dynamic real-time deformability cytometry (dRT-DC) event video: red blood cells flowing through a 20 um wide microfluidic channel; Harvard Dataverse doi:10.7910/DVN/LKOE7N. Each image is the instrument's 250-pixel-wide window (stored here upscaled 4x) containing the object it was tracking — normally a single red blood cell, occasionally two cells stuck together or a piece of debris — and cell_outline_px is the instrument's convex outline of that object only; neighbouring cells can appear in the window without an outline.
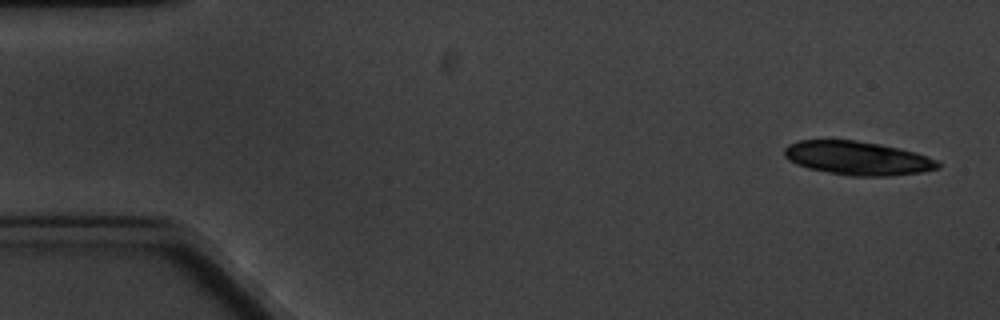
{"species": "common noctule bat (a hibernating species)", "species_latin": "Nyctalus noctula", "temperature_condition": "cold", "stored_images_in_passage": 5, "camera_frame_rate_fps": 3000, "um_per_image_px": 0.085, "animal": {"sex": "male", "body_mass_g": 20.1, "forearm_length_mm": 53.5}, "frame": {"image": 1, "passage_image": 1, "time_ms": 0.0, "image_size_px": [1000, 320], "cell_outline_px": [[940, 168], [920, 172], [884, 176], [852, 176], [808, 168], [796, 164], [788, 160], [784, 156], [784, 148], [788, 144], [800, 140], [852, 140], [880, 144], [916, 152], [940, 160]], "centroid_in_image_um": [72.9, 13.44], "position_along_channel_um": 12.1, "area_um2": 30.11}}